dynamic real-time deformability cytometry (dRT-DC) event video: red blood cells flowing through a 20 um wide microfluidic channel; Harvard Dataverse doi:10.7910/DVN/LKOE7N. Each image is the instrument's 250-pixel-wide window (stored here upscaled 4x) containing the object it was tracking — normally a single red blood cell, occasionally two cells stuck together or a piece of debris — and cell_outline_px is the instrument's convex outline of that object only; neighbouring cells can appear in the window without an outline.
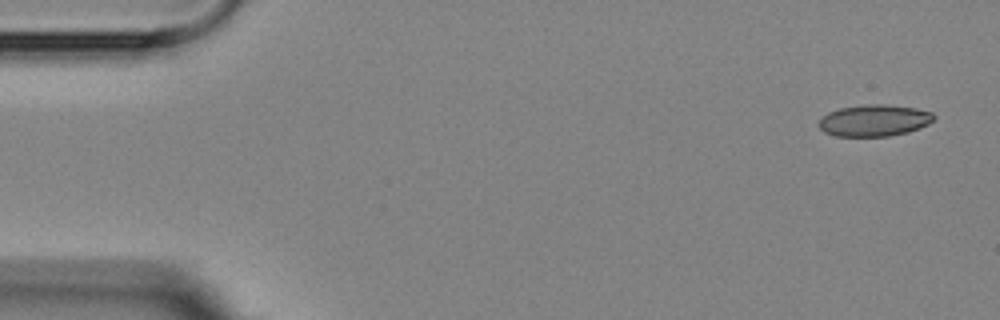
{"species": "Egyptian fruit bat (a non-hibernating species)", "species_latin": "Rousettus aegyptiacus", "temperature_condition": "room temperature", "stored_images_in_passage": 5, "camera_frame_rate_fps": 3000, "um_per_image_px": 0.085, "animal": {"sex": "female"}, "frame": {"image": 1, "passage_image": 1, "time_ms": 0.0, "image_size_px": [1000, 320], "cell_outline_px": [[936, 116], [928, 124], [920, 128], [908, 132], [888, 136], [836, 136], [824, 132], [816, 124], [828, 112], [840, 108], [868, 104], [884, 104], [916, 108], [932, 112]], "centroid_in_image_um": [74.31, 10.24], "position_along_channel_um": 10.7, "area_um2": 21.21}}